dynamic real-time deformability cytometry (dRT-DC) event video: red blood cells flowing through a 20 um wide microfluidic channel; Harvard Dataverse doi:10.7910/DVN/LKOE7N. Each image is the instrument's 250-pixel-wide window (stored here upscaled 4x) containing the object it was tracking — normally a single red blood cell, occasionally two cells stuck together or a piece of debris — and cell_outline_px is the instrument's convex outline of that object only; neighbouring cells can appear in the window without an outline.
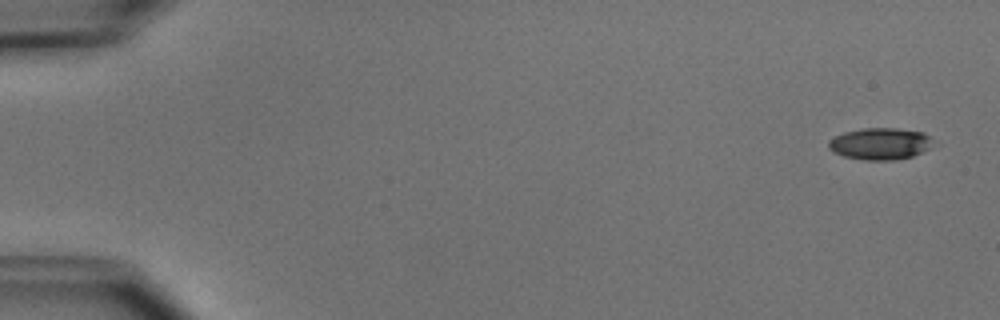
{"species": "common noctule bat (a hibernating species)", "species_latin": "Nyctalus noctula", "temperature_condition": "cold", "stored_images_in_passage": 6, "camera_frame_rate_fps": 3000, "um_per_image_px": 0.085, "animal": {"sex": "male", "body_mass_g": 15.6}, "frame": {"image": 1, "passage_image": 1, "time_ms": 0.0, "image_size_px": [1000, 320], "cell_outline_px": [[940, 144], [912, 156], [892, 160], [864, 160], [844, 156], [832, 152], [828, 148], [828, 140], [844, 132], [864, 128], [896, 128], [924, 132], [936, 140]], "centroid_in_image_um": [74.89, 12.21], "position_along_channel_um": 10.1, "area_um2": 19.77}}
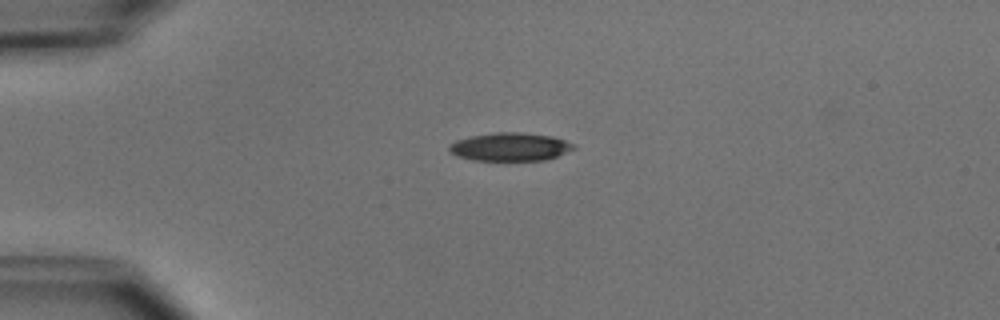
{"frame": {"image": 2, "passage_image": 4, "time_ms": 3.667, "image_size_px": [1000, 320], "cell_outline_px": [[576, 148], [556, 156], [544, 160], [472, 160], [456, 156], [448, 152], [448, 144], [456, 140], [472, 136], [496, 132], [520, 132], [552, 136], [564, 140], [572, 144]], "centroid_in_image_um": [43.29, 12.48], "position_along_channel_um": 41.7, "area_um2": 20.4}}